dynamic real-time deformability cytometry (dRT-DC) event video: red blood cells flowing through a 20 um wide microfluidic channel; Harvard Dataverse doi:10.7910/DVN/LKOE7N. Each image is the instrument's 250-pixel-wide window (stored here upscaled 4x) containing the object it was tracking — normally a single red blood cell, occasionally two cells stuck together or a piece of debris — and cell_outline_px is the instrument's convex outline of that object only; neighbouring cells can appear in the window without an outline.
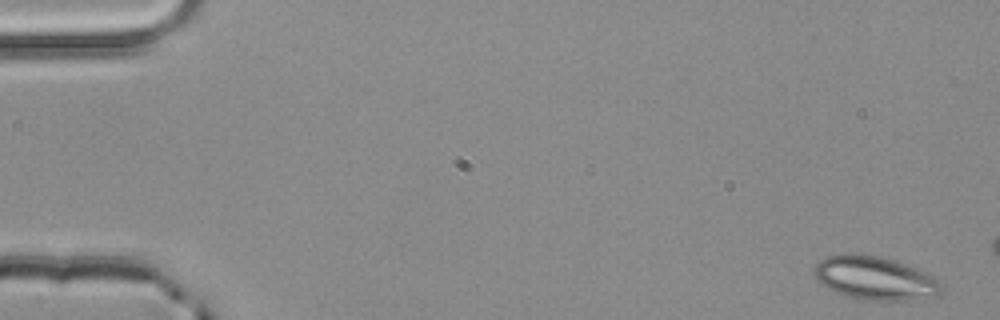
{"species": "common noctule bat (a hibernating species)", "species_latin": "Nyctalus noctula", "temperature_condition": "room temperature", "stored_images_in_passage": 3, "camera_frame_rate_fps": 3000, "um_per_image_px": 0.085, "animal": {"sex": "male", "body_mass_g": 20.4}, "frame": {"image": 1, "passage_image": 1, "time_ms": 0.0, "image_size_px": [1000, 320], "cell_outline_px": [[940, 296], [908, 300], [856, 300], [836, 292], [820, 284], [816, 280], [812, 272], [812, 268], [820, 260], [828, 256], [840, 252], [852, 252], [880, 256], [916, 268], [936, 276], [940, 280]], "centroid_in_image_um": [74.32, 23.63], "position_along_channel_um": 10.7, "area_um2": 32.89}}